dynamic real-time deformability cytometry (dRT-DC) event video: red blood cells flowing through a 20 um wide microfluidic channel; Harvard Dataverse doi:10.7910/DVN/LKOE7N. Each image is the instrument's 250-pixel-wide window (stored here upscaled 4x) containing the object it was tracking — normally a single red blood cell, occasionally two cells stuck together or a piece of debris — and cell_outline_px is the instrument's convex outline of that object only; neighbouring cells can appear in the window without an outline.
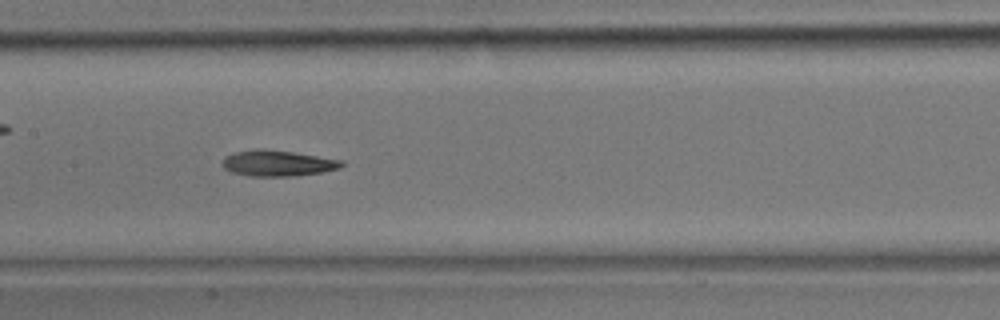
{"species": "common noctule bat (a hibernating species)", "species_latin": "Nyctalus noctula", "temperature_condition": "room temperature", "stored_images_in_passage": 33, "camera_frame_rate_fps": 3000, "um_per_image_px": 0.085, "animal": {"sex": "male", "body_mass_g": 17.9}, "frame": {"image": 1, "passage_image": 15, "time_ms": 4.667, "image_size_px": [1000, 320], "cell_outline_px": [[344, 164], [340, 168], [324, 172], [296, 176], [252, 176], [232, 172], [224, 168], [220, 164], [224, 156], [236, 152], [256, 148], [264, 148], [292, 152], [344, 160]], "centroid_in_image_um": [23.6, 13.87], "position_along_channel_um": 183.8, "area_um2": 18.21}}
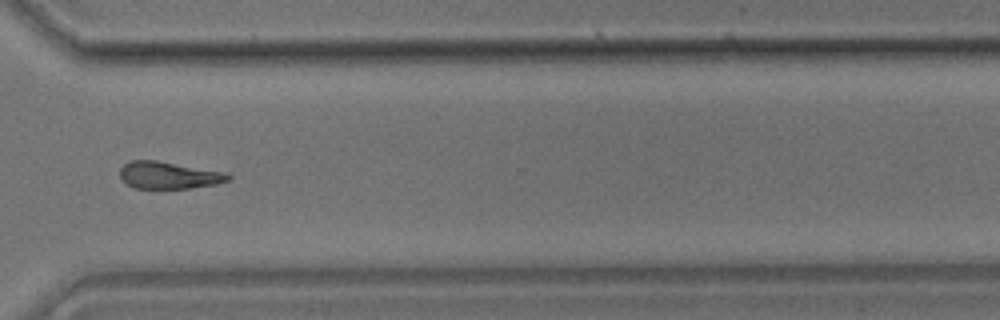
{"frame": {"image": 2, "passage_image": 24, "time_ms": 7.667, "image_size_px": [1000, 320], "cell_outline_px": [[232, 176], [228, 180], [216, 184], [188, 188], [136, 188], [124, 184], [120, 180], [120, 168], [124, 164], [132, 160], [156, 160], [224, 172]], "centroid_in_image_um": [14.28, 14.89], "position_along_channel_um": 356.3, "area_um2": 17.05}}